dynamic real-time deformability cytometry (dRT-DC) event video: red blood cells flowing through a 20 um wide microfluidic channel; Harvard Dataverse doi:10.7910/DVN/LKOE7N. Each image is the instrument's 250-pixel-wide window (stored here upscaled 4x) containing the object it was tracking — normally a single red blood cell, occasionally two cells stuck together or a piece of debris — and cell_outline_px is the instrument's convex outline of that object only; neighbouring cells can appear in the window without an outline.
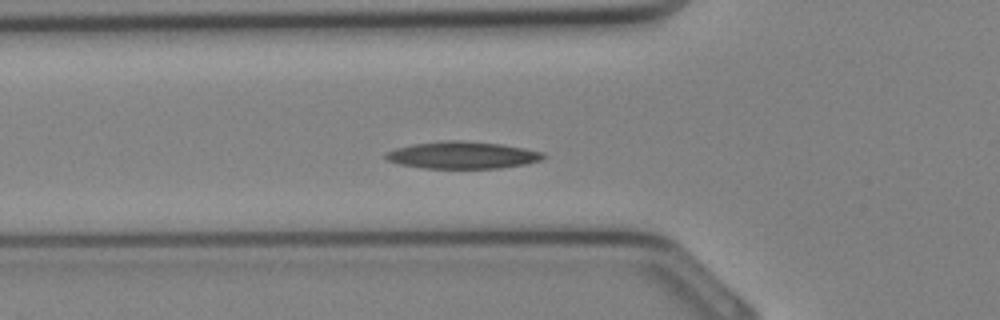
{"species": "Egyptian fruit bat (a non-hibernating species)", "species_latin": "Rousettus aegyptiacus", "temperature_condition": "cold", "stored_images_in_passage": 35, "segment_of_instrument_passage": [1, 2], "camera_frame_rate_fps": 3000, "um_per_image_px": 0.085, "animal": {"sex": "female"}, "frame": {"image": 1, "passage_image": 12, "time_ms": 3.667, "image_size_px": [1000, 320], "cell_outline_px": [[544, 156], [540, 160], [524, 164], [500, 168], [424, 168], [400, 164], [388, 160], [384, 156], [384, 152], [396, 148], [412, 144], [440, 140], [460, 140], [500, 144], [524, 148], [544, 152]], "centroid_in_image_um": [39.26, 13.17], "position_along_channel_um": 86.5, "area_um2": 24.85}}
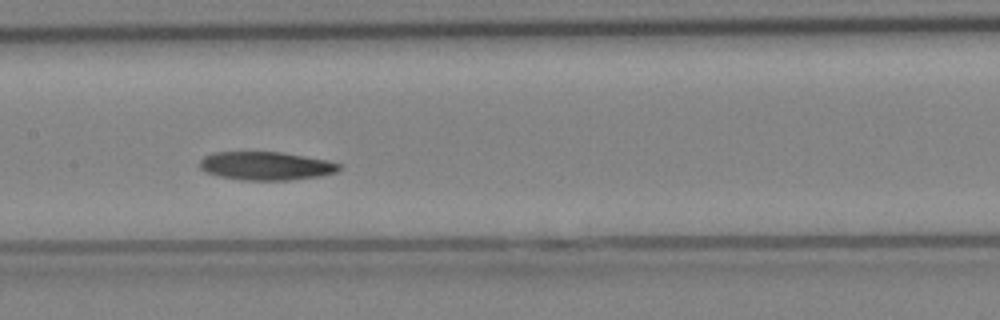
{"frame": {"image": 2, "passage_image": 17, "time_ms": 5.333, "image_size_px": [1000, 320], "cell_outline_px": [[340, 168], [336, 172], [320, 176], [288, 180], [240, 180], [220, 176], [204, 172], [200, 168], [200, 160], [204, 156], [212, 152], [280, 152], [328, 160], [340, 164]], "centroid_in_image_um": [22.58, 14.1], "position_along_channel_um": 184.8, "area_um2": 23.06}}
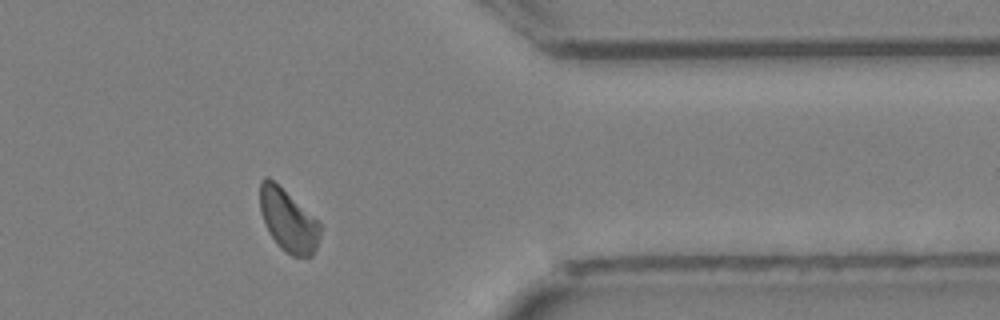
{"frame": {"image": 3, "passage_image": 28, "time_ms": 9.0, "image_size_px": [1000, 320], "cell_outline_px": [[324, 224], [316, 248], [312, 256], [292, 256], [284, 252], [280, 248], [268, 232], [260, 212], [260, 180], [264, 176], [268, 176]], "centroid_in_image_um": [24.52, 18.74], "position_along_channel_um": 386.9, "area_um2": 22.31}}